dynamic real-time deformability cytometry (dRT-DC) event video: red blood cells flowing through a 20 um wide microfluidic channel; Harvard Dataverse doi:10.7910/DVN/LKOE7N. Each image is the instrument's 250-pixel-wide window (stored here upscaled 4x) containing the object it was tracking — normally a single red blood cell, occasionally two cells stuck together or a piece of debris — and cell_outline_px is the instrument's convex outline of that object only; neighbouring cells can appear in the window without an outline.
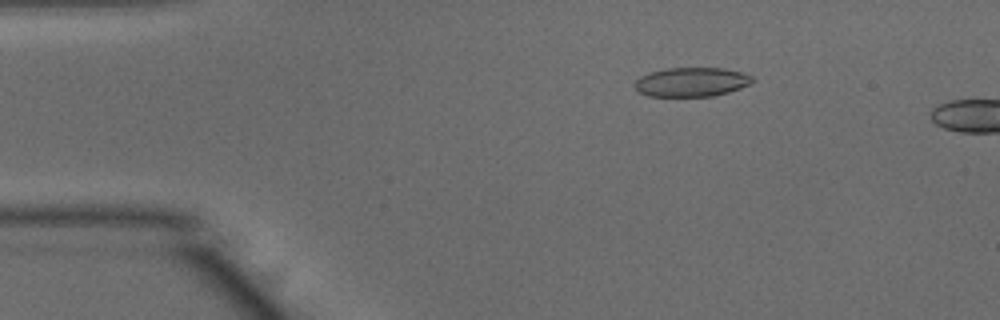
{"species": "common noctule bat (a hibernating species)", "species_latin": "Nyctalus noctula", "temperature_condition": "warm", "stored_images_in_passage": 11, "camera_frame_rate_fps": 3000, "um_per_image_px": 0.085, "animal": {"sex": "male", "body_mass_g": 15.6}, "frame": {"image": 1, "passage_image": 8, "time_ms": 2.333, "image_size_px": [1000, 320], "cell_outline_px": [[752, 80], [748, 84], [740, 88], [728, 92], [712, 96], [648, 96], [640, 92], [632, 84], [640, 76], [648, 72], [668, 68], [724, 68], [740, 72], [752, 76]], "centroid_in_image_um": [58.72, 6.97], "position_along_channel_um": 26.3, "area_um2": 19.88}}